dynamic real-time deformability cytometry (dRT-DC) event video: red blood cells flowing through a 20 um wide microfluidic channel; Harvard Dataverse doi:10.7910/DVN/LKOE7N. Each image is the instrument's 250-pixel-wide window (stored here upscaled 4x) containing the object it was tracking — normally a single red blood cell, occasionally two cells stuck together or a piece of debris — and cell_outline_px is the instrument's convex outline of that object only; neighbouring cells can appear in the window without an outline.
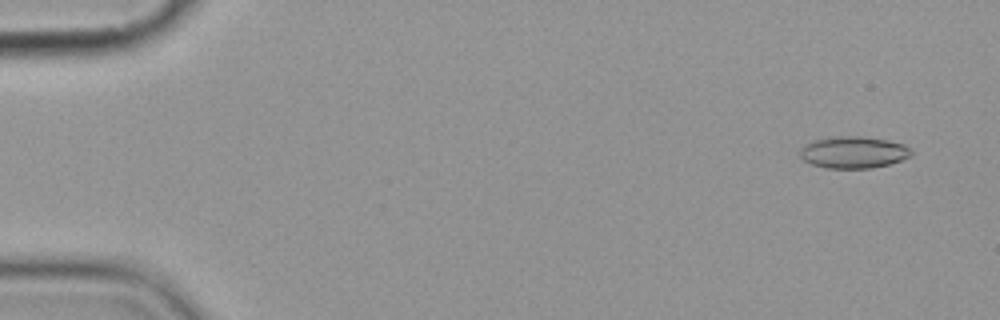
{"species": "common noctule bat (a hibernating species)", "species_latin": "Nyctalus noctula", "temperature_condition": "cold", "stored_images_in_passage": 4, "camera_frame_rate_fps": 3000, "um_per_image_px": 0.085, "animal": {"sex": "female", "body_mass_g": 19.9}, "frame": {"image": 1, "passage_image": 1, "time_ms": 0.0, "image_size_px": [1000, 320], "cell_outline_px": [[912, 156], [888, 164], [872, 168], [824, 168], [812, 164], [804, 160], [800, 156], [800, 148], [804, 144], [812, 140], [840, 136], [860, 136], [888, 140], [904, 144], [912, 152]], "centroid_in_image_um": [72.52, 12.94], "position_along_channel_um": 12.5, "area_um2": 20.63}}
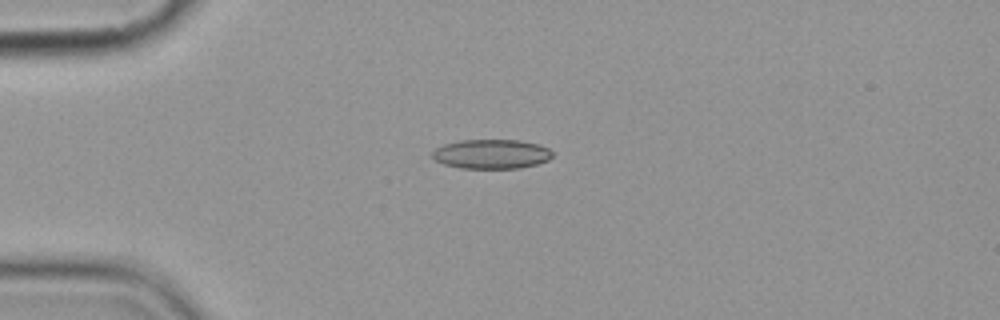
{"frame": {"image": 2, "passage_image": 4, "time_ms": 3.667, "image_size_px": [1000, 320], "cell_outline_px": [[552, 156], [548, 160], [536, 164], [520, 168], [460, 168], [444, 164], [436, 160], [432, 156], [432, 152], [436, 148], [444, 144], [460, 140], [520, 140], [540, 144], [548, 148], [552, 152]], "centroid_in_image_um": [41.78, 13.09], "position_along_channel_um": 43.2, "area_um2": 20.58}}